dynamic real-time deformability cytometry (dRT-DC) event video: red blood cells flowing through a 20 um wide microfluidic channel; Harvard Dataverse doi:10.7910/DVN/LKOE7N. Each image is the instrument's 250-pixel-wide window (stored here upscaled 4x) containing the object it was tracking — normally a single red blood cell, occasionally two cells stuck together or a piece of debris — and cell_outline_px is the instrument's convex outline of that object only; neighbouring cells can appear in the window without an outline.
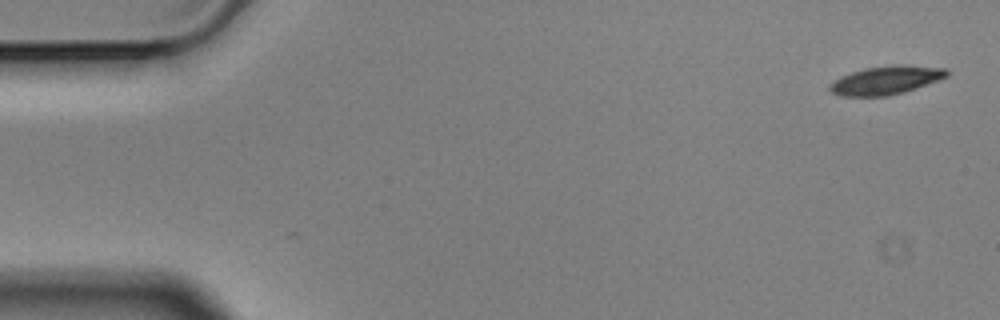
{"species": "Egyptian fruit bat (a non-hibernating species)", "species_latin": "Rousettus aegyptiacus", "temperature_condition": "cold", "stored_images_in_passage": 5, "camera_frame_rate_fps": 3000, "um_per_image_px": 0.085, "animal": {"sex": "male"}, "frame": {"image": 1, "passage_image": 1, "time_ms": 0.0, "image_size_px": [1000, 320], "cell_outline_px": [[948, 76], [916, 88], [904, 92], [888, 96], [840, 96], [832, 92], [828, 88], [828, 84], [840, 76], [864, 68], [892, 64], [904, 64], [948, 68]], "centroid_in_image_um": [75.3, 6.8], "position_along_channel_um": 9.7, "area_um2": 19.65}}
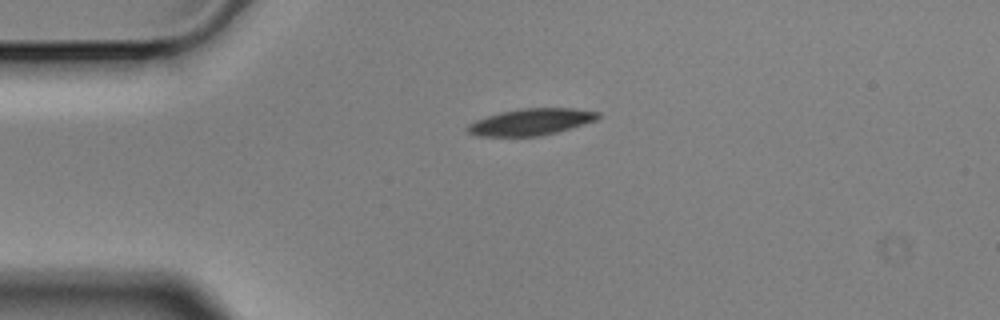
{"frame": {"image": 2, "passage_image": 4, "time_ms": 1.0, "image_size_px": [1000, 320], "cell_outline_px": [[600, 116], [596, 120], [572, 128], [540, 136], [476, 136], [468, 132], [464, 128], [468, 124], [476, 120], [500, 112], [524, 108], [576, 108], [600, 112]], "centroid_in_image_um": [45.14, 10.36], "position_along_channel_um": 39.9, "area_um2": 20.29}}